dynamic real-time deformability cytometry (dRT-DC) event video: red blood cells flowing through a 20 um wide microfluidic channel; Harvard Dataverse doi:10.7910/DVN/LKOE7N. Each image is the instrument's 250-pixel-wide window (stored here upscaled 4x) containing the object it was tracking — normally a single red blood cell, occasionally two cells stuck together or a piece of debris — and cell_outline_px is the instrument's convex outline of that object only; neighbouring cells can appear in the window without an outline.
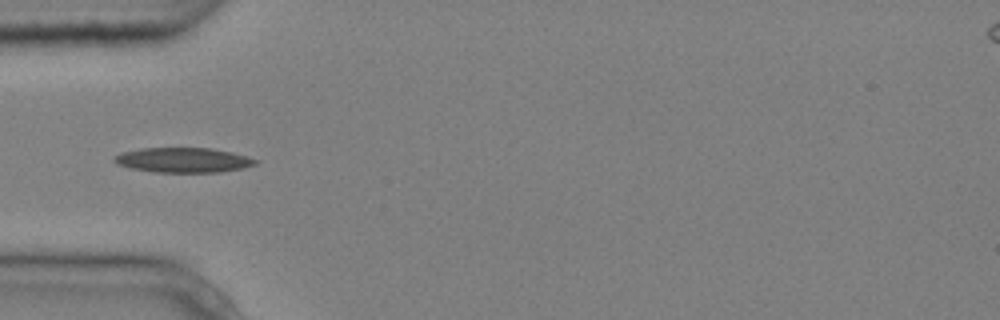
{"species": "common noctule bat (a hibernating species)", "species_latin": "Nyctalus noctula", "temperature_condition": "cold", "stored_images_in_passage": 4, "camera_frame_rate_fps": 3000, "um_per_image_px": 0.085, "animal": {"sex": "male", "body_mass_g": 20.4}, "frame": {"image": 1, "passage_image": 2, "time_ms": 0.333, "image_size_px": [1000, 320], "cell_outline_px": [[260, 160], [256, 164], [244, 168], [220, 172], [156, 172], [128, 168], [116, 164], [112, 160], [112, 156], [124, 152], [140, 148], [212, 148], [232, 152], [248, 156]], "centroid_in_image_um": [15.57, 13.6], "position_along_channel_um": 69.4, "area_um2": 20.69}}
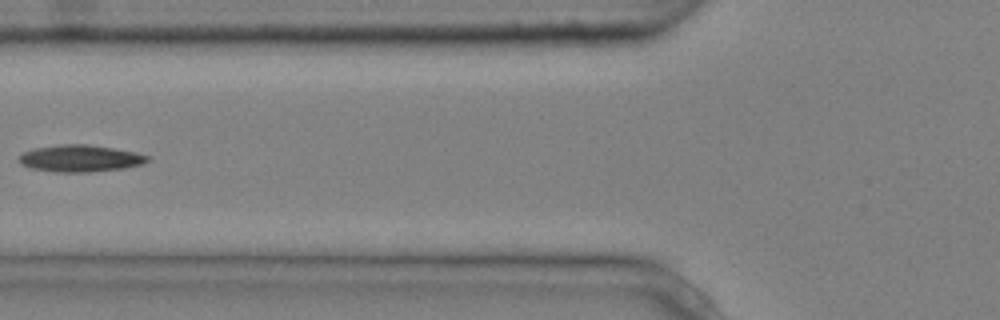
{"frame": {"image": 2, "passage_image": 3, "time_ms": 0.667, "image_size_px": [1000, 320], "cell_outline_px": [[152, 160], [140, 164], [124, 168], [88, 172], [56, 172], [32, 168], [20, 164], [20, 156], [24, 152], [32, 148], [64, 144], [84, 144], [112, 148], [136, 152], [152, 156]], "centroid_in_image_um": [6.85, 13.46], "position_along_channel_um": 118.9, "area_um2": 20.06}}